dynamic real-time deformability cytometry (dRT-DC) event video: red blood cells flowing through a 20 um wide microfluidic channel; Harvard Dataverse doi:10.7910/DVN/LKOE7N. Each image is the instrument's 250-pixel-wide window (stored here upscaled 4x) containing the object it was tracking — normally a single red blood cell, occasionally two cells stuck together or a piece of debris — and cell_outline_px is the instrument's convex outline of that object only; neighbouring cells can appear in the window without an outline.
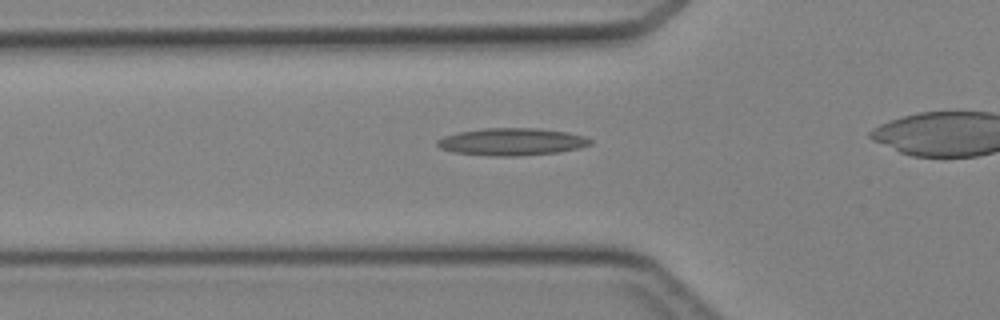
{"species": "Egyptian fruit bat (a non-hibernating species)", "species_latin": "Rousettus aegyptiacus", "temperature_condition": "cold", "stored_images_in_passage": 28, "camera_frame_rate_fps": 3000, "um_per_image_px": 0.085, "animal": {"sex": "female"}, "frame": {"image": 1, "passage_image": 8, "time_ms": 2.333, "image_size_px": [1000, 320], "cell_outline_px": [[592, 144], [580, 148], [560, 152], [520, 156], [488, 156], [452, 152], [440, 148], [436, 144], [436, 140], [444, 136], [460, 132], [484, 128], [540, 128], [568, 132], [584, 136], [592, 140]], "centroid_in_image_um": [43.52, 12.05], "position_along_channel_um": 82.3, "area_um2": 24.62}}
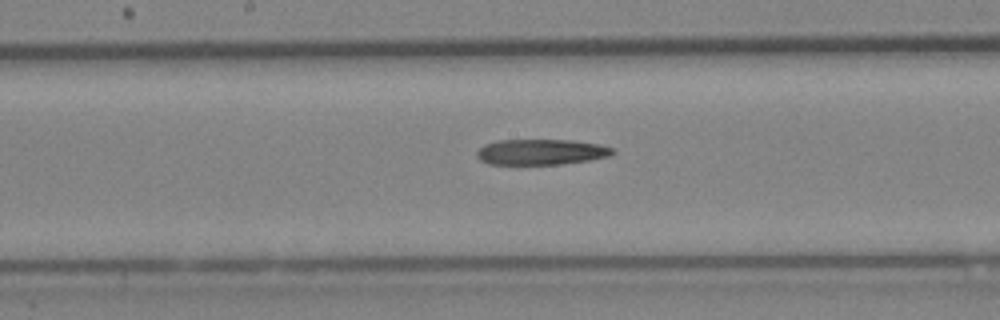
{"frame": {"image": 2, "passage_image": 16, "time_ms": 5.0, "image_size_px": [1000, 320], "cell_outline_px": [[616, 152], [608, 156], [588, 160], [560, 164], [488, 164], [480, 160], [476, 156], [476, 152], [484, 144], [496, 140], [568, 140], [600, 144], [612, 148]], "centroid_in_image_um": [45.95, 12.91], "position_along_channel_um": 202.2, "area_um2": 20.23}}
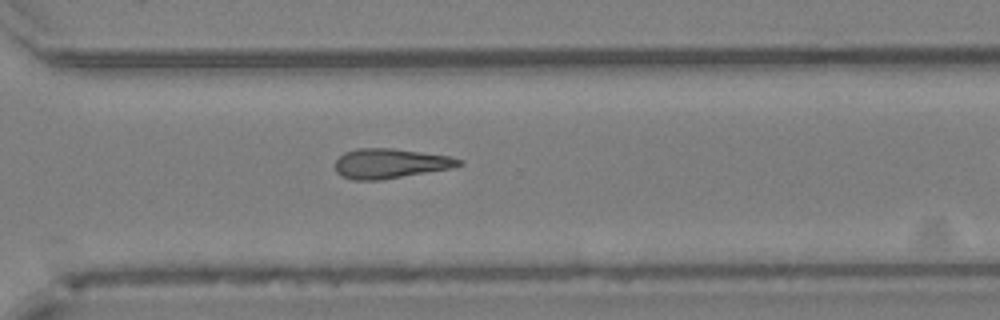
{"frame": {"image": 3, "passage_image": 25, "time_ms": 8.0, "image_size_px": [1000, 320], "cell_outline_px": [[464, 164], [452, 168], [380, 180], [352, 180], [340, 176], [336, 172], [336, 160], [344, 152], [356, 148], [392, 148], [452, 156], [464, 160]], "centroid_in_image_um": [33.19, 13.89], "position_along_channel_um": 337.4, "area_um2": 21.68}}